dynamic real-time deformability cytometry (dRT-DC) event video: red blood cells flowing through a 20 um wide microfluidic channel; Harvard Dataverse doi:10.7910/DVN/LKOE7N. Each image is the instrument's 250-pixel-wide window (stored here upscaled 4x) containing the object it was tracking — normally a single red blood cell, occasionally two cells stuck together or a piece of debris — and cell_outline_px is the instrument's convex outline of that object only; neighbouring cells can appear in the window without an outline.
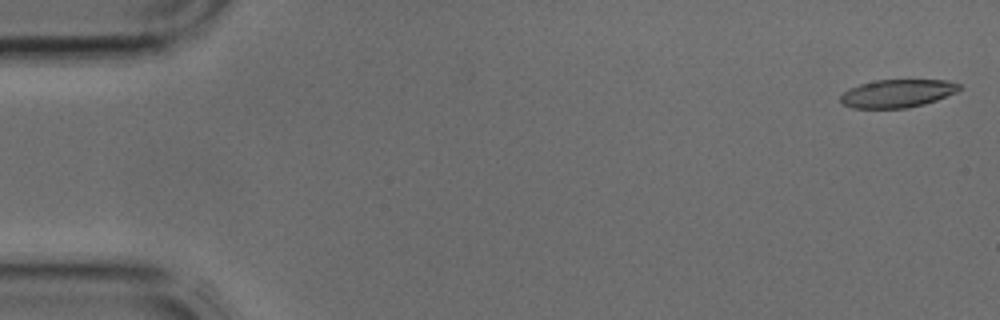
{"species": "common noctule bat (a hibernating species)", "species_latin": "Nyctalus noctula", "temperature_condition": "cold", "stored_images_in_passage": 4, "camera_frame_rate_fps": 3000, "um_per_image_px": 0.085, "animal": {"sex": "male", "body_mass_g": 17.9, "forearm_length_mm": 54.2}, "frame": {"image": 1, "passage_image": 1, "time_ms": 0.0, "image_size_px": [1000, 320], "cell_outline_px": [[960, 88], [956, 92], [936, 100], [924, 104], [908, 108], [852, 108], [844, 104], [840, 100], [840, 96], [848, 88], [860, 84], [876, 80], [948, 80], [960, 84]], "centroid_in_image_um": [76.26, 7.94], "position_along_channel_um": 8.7, "area_um2": 19.36}}
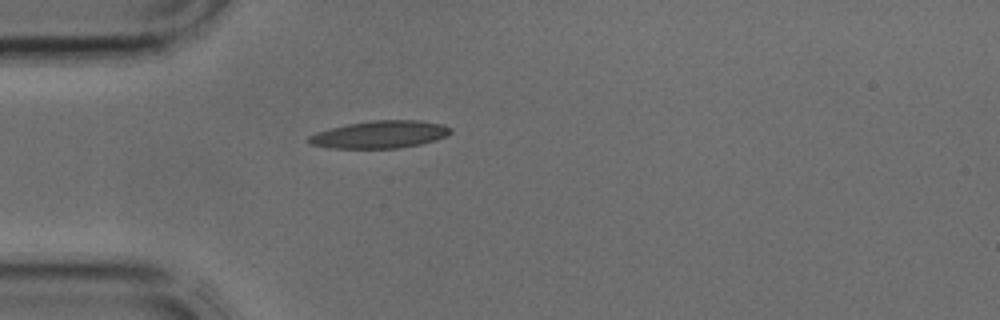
{"frame": {"image": 2, "passage_image": 4, "time_ms": 1.0, "image_size_px": [1000, 320], "cell_outline_px": [[452, 132], [448, 136], [436, 140], [420, 144], [400, 148], [332, 148], [312, 144], [308, 140], [308, 136], [316, 132], [348, 124], [372, 120], [420, 120], [444, 124], [452, 128]], "centroid_in_image_um": [32.37, 11.42], "position_along_channel_um": 52.6, "area_um2": 22.72}}